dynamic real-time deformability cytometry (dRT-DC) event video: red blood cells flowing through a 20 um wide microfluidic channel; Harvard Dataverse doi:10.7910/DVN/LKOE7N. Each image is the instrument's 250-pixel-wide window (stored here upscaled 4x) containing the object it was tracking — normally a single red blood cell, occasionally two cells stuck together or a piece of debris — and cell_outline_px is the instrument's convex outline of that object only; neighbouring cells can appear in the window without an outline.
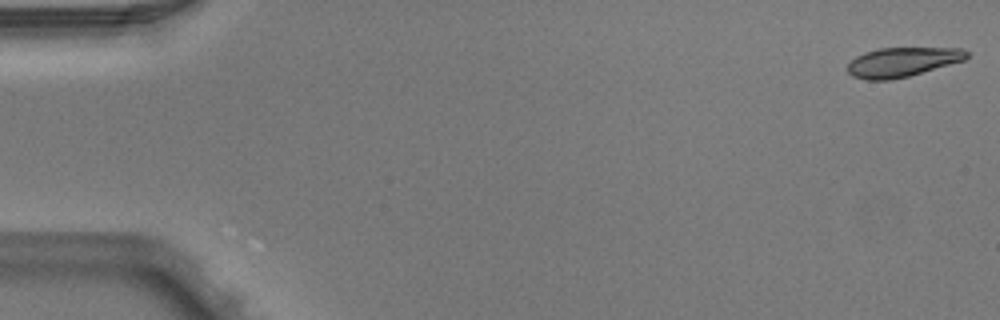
{"species": "Egyptian fruit bat (a non-hibernating species)", "species_latin": "Rousettus aegyptiacus", "temperature_condition": "warm", "stored_images_in_passage": 3, "camera_frame_rate_fps": 3000, "um_per_image_px": 0.085, "animal": {"sex": "male"}, "frame": {"image": 1, "passage_image": 1, "time_ms": 0.0, "image_size_px": [1000, 320], "cell_outline_px": [[968, 56], [964, 60], [908, 76], [888, 80], [864, 80], [852, 76], [848, 72], [848, 64], [856, 56], [864, 52], [880, 48], [964, 48], [968, 52]], "centroid_in_image_um": [76.68, 5.27], "position_along_channel_um": 8.3, "area_um2": 20.29}}
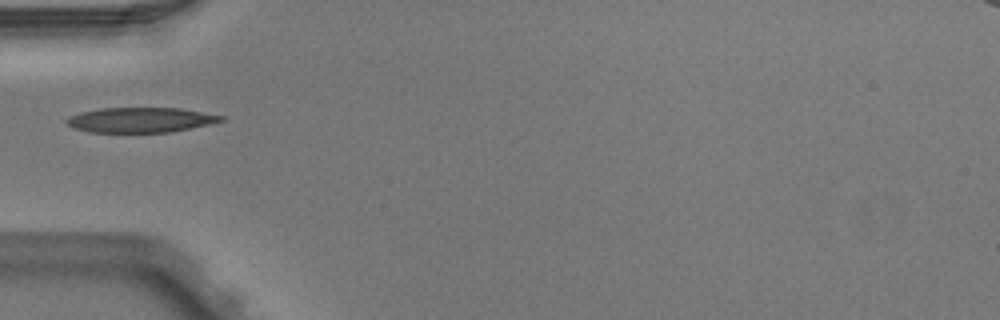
{"frame": {"image": 2, "passage_image": 3, "time_ms": 0.667, "image_size_px": [1000, 320], "cell_outline_px": [[224, 120], [208, 124], [168, 132], [88, 132], [72, 128], [64, 120], [68, 116], [80, 112], [100, 108], [180, 108], [224, 116]], "centroid_in_image_um": [11.86, 10.19], "position_along_channel_um": 73.1, "area_um2": 22.37}}